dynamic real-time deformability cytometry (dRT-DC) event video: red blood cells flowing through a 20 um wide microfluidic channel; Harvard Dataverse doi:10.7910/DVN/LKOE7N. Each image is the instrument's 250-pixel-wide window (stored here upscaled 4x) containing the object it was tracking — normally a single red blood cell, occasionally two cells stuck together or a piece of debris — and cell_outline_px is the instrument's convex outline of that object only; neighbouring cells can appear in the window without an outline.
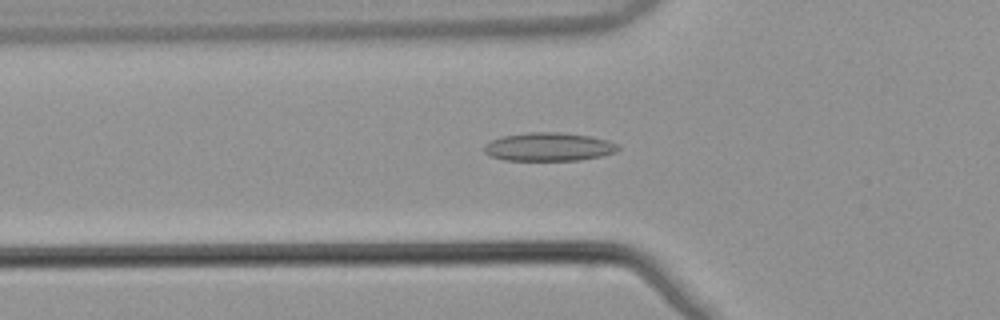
{"species": "common noctule bat (a hibernating species)", "species_latin": "Nyctalus noctula", "temperature_condition": "warm", "stored_images_in_passage": 53, "camera_frame_rate_fps": 3000, "um_per_image_px": 0.085, "animal": {"sex": "male", "body_mass_g": 21.5, "forearm_length_mm": 52.0}, "frame": {"image": 1, "passage_image": 19, "time_ms": 6.0, "image_size_px": [1000, 320], "cell_outline_px": [[620, 148], [616, 152], [600, 156], [580, 160], [504, 160], [488, 156], [484, 152], [484, 144], [492, 140], [504, 136], [528, 132], [560, 132], [592, 136], [608, 140], [620, 144]], "centroid_in_image_um": [46.66, 12.48], "position_along_channel_um": 79.1, "area_um2": 22.37}}
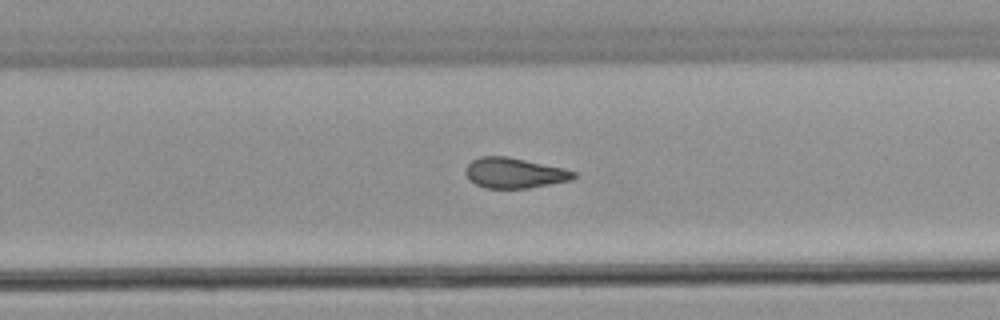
{"frame": {"image": 2, "passage_image": 35, "time_ms": 11.333, "image_size_px": [1000, 320], "cell_outline_px": [[576, 176], [572, 180], [528, 188], [484, 188], [468, 180], [464, 172], [464, 168], [472, 160], [480, 156], [508, 156], [564, 168], [576, 172]], "centroid_in_image_um": [43.69, 14.7], "position_along_channel_um": 286.1, "area_um2": 19.31}}
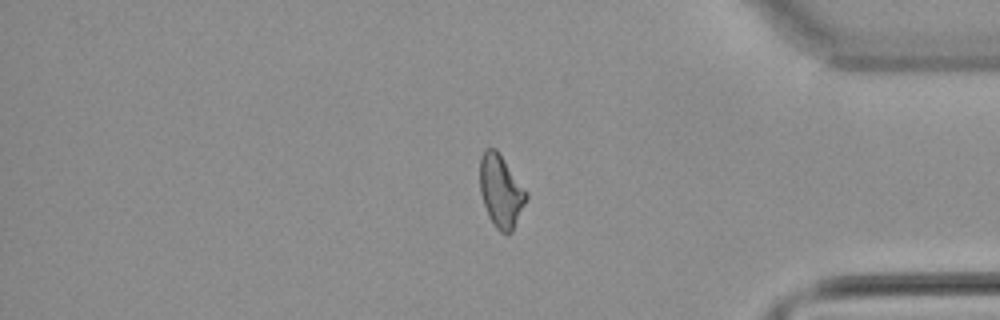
{"frame": {"image": 3, "passage_image": 45, "time_ms": 14.667, "image_size_px": [1000, 320], "cell_outline_px": [[528, 196], [512, 232], [508, 236], [500, 232], [496, 228], [488, 216], [480, 192], [480, 156], [484, 148], [496, 148], [528, 192]], "centroid_in_image_um": [42.57, 16.24], "position_along_channel_um": 392.6, "area_um2": 19.77}, "authors_computed_cell_mechanics": {"area_um2": 19.9988, "velocity_mm_per_s": 3.8801, "shape_relaxation_time_tau1_ms": null, "shape_relaxation_time_tau2_ms": 3.4994, "deformation_change_tau1": null, "deformation_change_tau2": 0.1034}}